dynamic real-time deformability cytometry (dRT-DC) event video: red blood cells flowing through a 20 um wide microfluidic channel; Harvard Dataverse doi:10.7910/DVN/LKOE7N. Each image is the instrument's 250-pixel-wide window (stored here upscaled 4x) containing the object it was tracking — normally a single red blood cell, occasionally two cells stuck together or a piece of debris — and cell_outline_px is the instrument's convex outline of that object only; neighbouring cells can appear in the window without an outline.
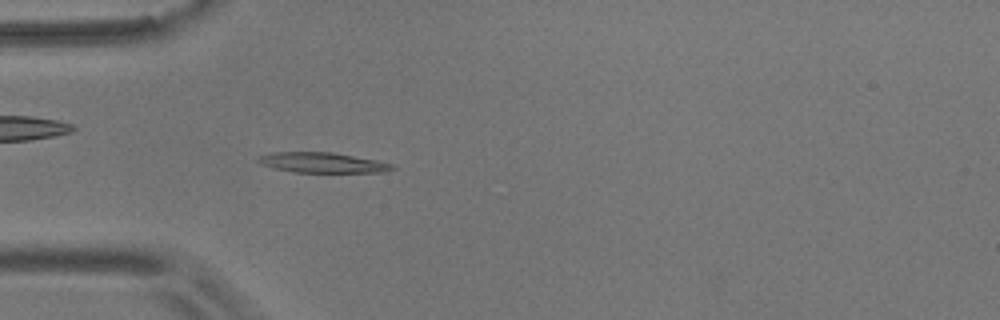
{"species": "common noctule bat (a hibernating species)", "species_latin": "Nyctalus noctula", "temperature_condition": "room temperature", "stored_images_in_passage": 34, "camera_frame_rate_fps": 3000, "um_per_image_px": 0.085, "animal": {"sex": "male", "body_mass_g": 17.9}, "frame": {"image": 1, "passage_image": 15, "time_ms": 4.667, "image_size_px": [1000, 320], "cell_outline_px": [[396, 168], [384, 172], [292, 172], [260, 164], [256, 160], [256, 156], [272, 152], [332, 152], [376, 160], [392, 164]], "centroid_in_image_um": [27.36, 13.82], "position_along_channel_um": 57.6, "area_um2": 15.78}}
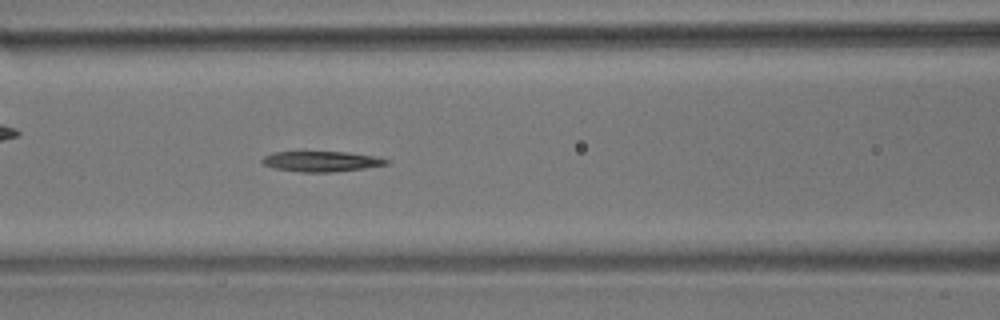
{"frame": {"image": 2, "passage_image": 22, "time_ms": 7.0, "image_size_px": [1000, 320], "cell_outline_px": [[388, 164], [364, 168], [332, 172], [300, 172], [272, 168], [264, 164], [260, 160], [264, 156], [272, 152], [348, 152], [376, 156], [388, 160]], "centroid_in_image_um": [27.28, 13.72], "position_along_channel_um": 139.3, "area_um2": 14.74}}
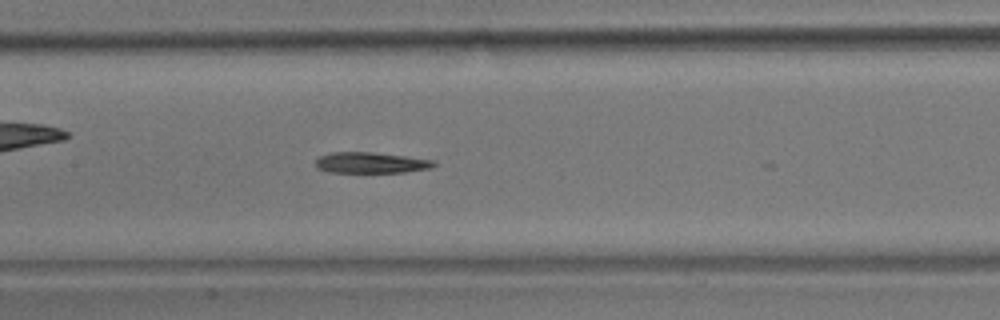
{"frame": {"image": 3, "passage_image": 25, "time_ms": 8.0, "image_size_px": [1000, 320], "cell_outline_px": [[436, 164], [432, 168], [404, 172], [328, 172], [316, 168], [316, 160], [320, 156], [332, 152], [372, 152], [436, 160]], "centroid_in_image_um": [31.54, 13.83], "position_along_channel_um": 175.9, "area_um2": 14.39}}